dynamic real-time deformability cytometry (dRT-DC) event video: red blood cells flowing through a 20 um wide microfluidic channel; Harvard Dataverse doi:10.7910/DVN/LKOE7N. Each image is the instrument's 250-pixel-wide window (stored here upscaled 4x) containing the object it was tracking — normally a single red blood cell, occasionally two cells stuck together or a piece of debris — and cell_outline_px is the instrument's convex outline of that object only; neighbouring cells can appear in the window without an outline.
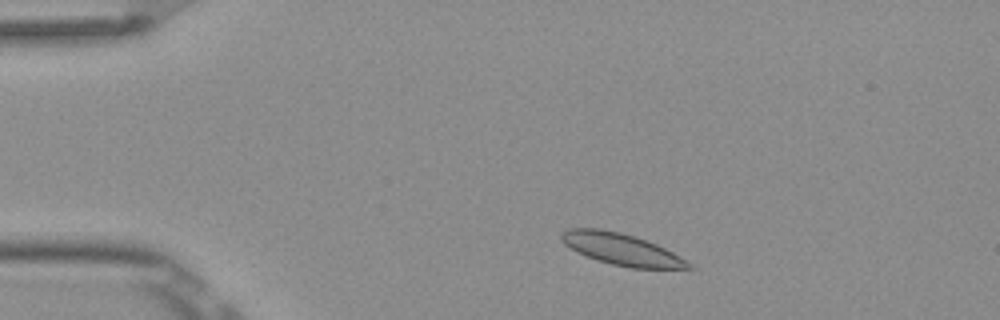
{"species": "Egyptian fruit bat (a non-hibernating species)", "species_latin": "Rousettus aegyptiacus", "temperature_condition": "room temperature", "stored_images_in_passage": 3, "camera_frame_rate_fps": 3000, "um_per_image_px": 0.085, "frame": {"image": 1, "passage_image": 1, "time_ms": 0.0, "image_size_px": [1000, 320], "cell_outline_px": [[696, 268], [632, 268], [612, 264], [596, 260], [576, 252], [564, 244], [560, 240], [560, 236], [568, 228], [600, 228], [620, 232], [656, 244], [672, 252], [692, 264]], "centroid_in_image_um": [52.78, 21.18], "position_along_channel_um": 32.2, "area_um2": 23.24}}
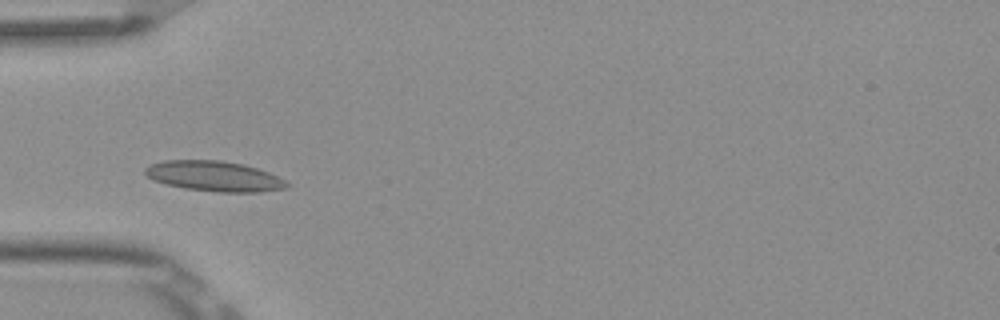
{"frame": {"image": 2, "passage_image": 3, "time_ms": 0.667, "image_size_px": [1000, 320], "cell_outline_px": [[292, 184], [288, 188], [260, 192], [220, 192], [184, 188], [164, 184], [152, 180], [144, 172], [144, 168], [152, 164], [164, 160], [220, 160], [244, 164], [268, 172]], "centroid_in_image_um": [18.21, 14.98], "position_along_channel_um": 66.8, "area_um2": 25.09}}